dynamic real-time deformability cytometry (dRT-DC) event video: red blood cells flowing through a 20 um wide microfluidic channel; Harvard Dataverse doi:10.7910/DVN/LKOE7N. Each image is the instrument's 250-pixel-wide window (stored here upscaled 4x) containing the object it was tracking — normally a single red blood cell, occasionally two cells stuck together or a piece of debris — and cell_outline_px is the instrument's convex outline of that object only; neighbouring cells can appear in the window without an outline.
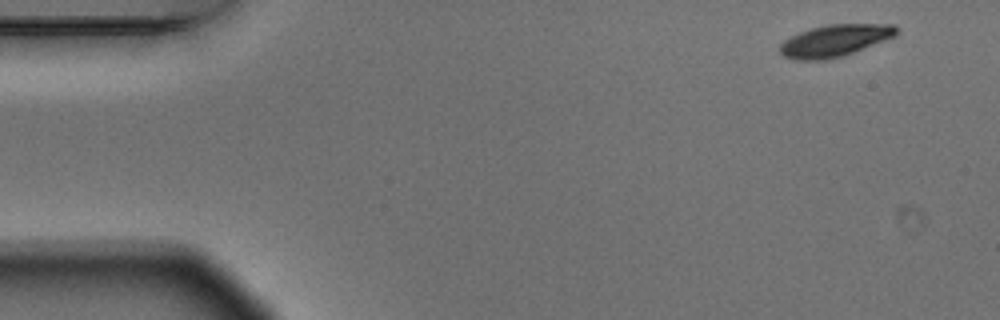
{"species": "Egyptian fruit bat (a non-hibernating species)", "species_latin": "Rousettus aegyptiacus", "temperature_condition": "warm", "stored_images_in_passage": 4, "camera_frame_rate_fps": 3000, "um_per_image_px": 0.085, "animal": {"sex": "male"}, "frame": {"image": 1, "passage_image": 1, "time_ms": 0.0, "image_size_px": [1000, 320], "cell_outline_px": [[900, 32], [896, 36], [844, 56], [824, 60], [792, 60], [784, 56], [780, 52], [780, 44], [784, 40], [800, 32], [812, 28], [828, 24], [896, 24], [900, 28]], "centroid_in_image_um": [71.02, 3.45], "position_along_channel_um": 14.0, "area_um2": 21.91}}